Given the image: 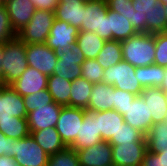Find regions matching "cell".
<instances>
[{
	"label": "cell",
	"mask_w": 167,
	"mask_h": 166,
	"mask_svg": "<svg viewBox=\"0 0 167 166\" xmlns=\"http://www.w3.org/2000/svg\"><path fill=\"white\" fill-rule=\"evenodd\" d=\"M123 61L134 67L154 64L155 34L139 31L136 35L121 41Z\"/></svg>",
	"instance_id": "6da1fadb"
},
{
	"label": "cell",
	"mask_w": 167,
	"mask_h": 166,
	"mask_svg": "<svg viewBox=\"0 0 167 166\" xmlns=\"http://www.w3.org/2000/svg\"><path fill=\"white\" fill-rule=\"evenodd\" d=\"M2 83L10 85L27 69L25 43L15 38L4 43L2 54Z\"/></svg>",
	"instance_id": "7a4b0ae2"
},
{
	"label": "cell",
	"mask_w": 167,
	"mask_h": 166,
	"mask_svg": "<svg viewBox=\"0 0 167 166\" xmlns=\"http://www.w3.org/2000/svg\"><path fill=\"white\" fill-rule=\"evenodd\" d=\"M103 83L113 85L114 88L133 93L136 96H140L144 90L138 82L135 67L123 60L104 69Z\"/></svg>",
	"instance_id": "3957f363"
},
{
	"label": "cell",
	"mask_w": 167,
	"mask_h": 166,
	"mask_svg": "<svg viewBox=\"0 0 167 166\" xmlns=\"http://www.w3.org/2000/svg\"><path fill=\"white\" fill-rule=\"evenodd\" d=\"M54 20V11L36 9L28 24L17 32V38L25 44L45 43Z\"/></svg>",
	"instance_id": "277c9868"
},
{
	"label": "cell",
	"mask_w": 167,
	"mask_h": 166,
	"mask_svg": "<svg viewBox=\"0 0 167 166\" xmlns=\"http://www.w3.org/2000/svg\"><path fill=\"white\" fill-rule=\"evenodd\" d=\"M79 31L95 32L104 40H109L106 0H89L84 3L83 24Z\"/></svg>",
	"instance_id": "5b68a950"
},
{
	"label": "cell",
	"mask_w": 167,
	"mask_h": 166,
	"mask_svg": "<svg viewBox=\"0 0 167 166\" xmlns=\"http://www.w3.org/2000/svg\"><path fill=\"white\" fill-rule=\"evenodd\" d=\"M12 157L20 166H47L49 156L29 134L23 139H14Z\"/></svg>",
	"instance_id": "8992f818"
},
{
	"label": "cell",
	"mask_w": 167,
	"mask_h": 166,
	"mask_svg": "<svg viewBox=\"0 0 167 166\" xmlns=\"http://www.w3.org/2000/svg\"><path fill=\"white\" fill-rule=\"evenodd\" d=\"M57 65L55 66L53 75L74 81L81 77V65L85 60L83 52L77 43L71 47H63L58 53Z\"/></svg>",
	"instance_id": "52a82bcc"
},
{
	"label": "cell",
	"mask_w": 167,
	"mask_h": 166,
	"mask_svg": "<svg viewBox=\"0 0 167 166\" xmlns=\"http://www.w3.org/2000/svg\"><path fill=\"white\" fill-rule=\"evenodd\" d=\"M85 111L84 108L62 106L56 130L66 147H70L75 142L76 137L79 136Z\"/></svg>",
	"instance_id": "ba28073f"
},
{
	"label": "cell",
	"mask_w": 167,
	"mask_h": 166,
	"mask_svg": "<svg viewBox=\"0 0 167 166\" xmlns=\"http://www.w3.org/2000/svg\"><path fill=\"white\" fill-rule=\"evenodd\" d=\"M27 121L24 99L9 85L0 89V122Z\"/></svg>",
	"instance_id": "9c48e42d"
},
{
	"label": "cell",
	"mask_w": 167,
	"mask_h": 166,
	"mask_svg": "<svg viewBox=\"0 0 167 166\" xmlns=\"http://www.w3.org/2000/svg\"><path fill=\"white\" fill-rule=\"evenodd\" d=\"M28 66L50 76L57 65L58 54L45 43L25 44Z\"/></svg>",
	"instance_id": "30bf717a"
},
{
	"label": "cell",
	"mask_w": 167,
	"mask_h": 166,
	"mask_svg": "<svg viewBox=\"0 0 167 166\" xmlns=\"http://www.w3.org/2000/svg\"><path fill=\"white\" fill-rule=\"evenodd\" d=\"M113 166H141L147 142H135L119 145H111Z\"/></svg>",
	"instance_id": "8fae6325"
},
{
	"label": "cell",
	"mask_w": 167,
	"mask_h": 166,
	"mask_svg": "<svg viewBox=\"0 0 167 166\" xmlns=\"http://www.w3.org/2000/svg\"><path fill=\"white\" fill-rule=\"evenodd\" d=\"M78 33L79 29L76 27L55 19L45 44L58 53L63 47H71L72 44L76 43Z\"/></svg>",
	"instance_id": "7c38bea8"
},
{
	"label": "cell",
	"mask_w": 167,
	"mask_h": 166,
	"mask_svg": "<svg viewBox=\"0 0 167 166\" xmlns=\"http://www.w3.org/2000/svg\"><path fill=\"white\" fill-rule=\"evenodd\" d=\"M77 154L80 166H113L112 147L108 141L78 150Z\"/></svg>",
	"instance_id": "4fadbf2b"
},
{
	"label": "cell",
	"mask_w": 167,
	"mask_h": 166,
	"mask_svg": "<svg viewBox=\"0 0 167 166\" xmlns=\"http://www.w3.org/2000/svg\"><path fill=\"white\" fill-rule=\"evenodd\" d=\"M124 121L131 127L139 130L145 136L152 127V118H149V109L142 96H136L125 110Z\"/></svg>",
	"instance_id": "5bb4252c"
},
{
	"label": "cell",
	"mask_w": 167,
	"mask_h": 166,
	"mask_svg": "<svg viewBox=\"0 0 167 166\" xmlns=\"http://www.w3.org/2000/svg\"><path fill=\"white\" fill-rule=\"evenodd\" d=\"M62 106L53 102L27 114L29 131L56 127Z\"/></svg>",
	"instance_id": "9a60e30c"
},
{
	"label": "cell",
	"mask_w": 167,
	"mask_h": 166,
	"mask_svg": "<svg viewBox=\"0 0 167 166\" xmlns=\"http://www.w3.org/2000/svg\"><path fill=\"white\" fill-rule=\"evenodd\" d=\"M48 76L28 66L25 72L9 86L20 96L34 94L47 89Z\"/></svg>",
	"instance_id": "2e32d148"
},
{
	"label": "cell",
	"mask_w": 167,
	"mask_h": 166,
	"mask_svg": "<svg viewBox=\"0 0 167 166\" xmlns=\"http://www.w3.org/2000/svg\"><path fill=\"white\" fill-rule=\"evenodd\" d=\"M102 141L101 135H98L97 112L85 111L83 123L80 125L79 136L70 146L76 152L78 150L92 147Z\"/></svg>",
	"instance_id": "e0dca14e"
},
{
	"label": "cell",
	"mask_w": 167,
	"mask_h": 166,
	"mask_svg": "<svg viewBox=\"0 0 167 166\" xmlns=\"http://www.w3.org/2000/svg\"><path fill=\"white\" fill-rule=\"evenodd\" d=\"M141 96L148 106L152 123L164 122L167 117V94L159 87L144 88Z\"/></svg>",
	"instance_id": "ac0fdd59"
},
{
	"label": "cell",
	"mask_w": 167,
	"mask_h": 166,
	"mask_svg": "<svg viewBox=\"0 0 167 166\" xmlns=\"http://www.w3.org/2000/svg\"><path fill=\"white\" fill-rule=\"evenodd\" d=\"M4 6L16 33L28 24L36 10L30 0H7Z\"/></svg>",
	"instance_id": "d6986e66"
},
{
	"label": "cell",
	"mask_w": 167,
	"mask_h": 166,
	"mask_svg": "<svg viewBox=\"0 0 167 166\" xmlns=\"http://www.w3.org/2000/svg\"><path fill=\"white\" fill-rule=\"evenodd\" d=\"M85 0H58L55 8V19L81 29Z\"/></svg>",
	"instance_id": "ffe728a7"
},
{
	"label": "cell",
	"mask_w": 167,
	"mask_h": 166,
	"mask_svg": "<svg viewBox=\"0 0 167 166\" xmlns=\"http://www.w3.org/2000/svg\"><path fill=\"white\" fill-rule=\"evenodd\" d=\"M109 40L124 41L139 30L123 15L108 9Z\"/></svg>",
	"instance_id": "44dd1931"
},
{
	"label": "cell",
	"mask_w": 167,
	"mask_h": 166,
	"mask_svg": "<svg viewBox=\"0 0 167 166\" xmlns=\"http://www.w3.org/2000/svg\"><path fill=\"white\" fill-rule=\"evenodd\" d=\"M113 85L94 83L87 111L101 112L113 109Z\"/></svg>",
	"instance_id": "7402d4cb"
},
{
	"label": "cell",
	"mask_w": 167,
	"mask_h": 166,
	"mask_svg": "<svg viewBox=\"0 0 167 166\" xmlns=\"http://www.w3.org/2000/svg\"><path fill=\"white\" fill-rule=\"evenodd\" d=\"M124 122L123 116L114 109L97 112L98 135H101L102 140L109 141L116 136Z\"/></svg>",
	"instance_id": "603a6c76"
},
{
	"label": "cell",
	"mask_w": 167,
	"mask_h": 166,
	"mask_svg": "<svg viewBox=\"0 0 167 166\" xmlns=\"http://www.w3.org/2000/svg\"><path fill=\"white\" fill-rule=\"evenodd\" d=\"M36 143L50 156L66 148L62 142L56 127L29 131Z\"/></svg>",
	"instance_id": "cb8c5ba5"
},
{
	"label": "cell",
	"mask_w": 167,
	"mask_h": 166,
	"mask_svg": "<svg viewBox=\"0 0 167 166\" xmlns=\"http://www.w3.org/2000/svg\"><path fill=\"white\" fill-rule=\"evenodd\" d=\"M71 83L72 81L57 75L48 76L47 89L55 103L70 106Z\"/></svg>",
	"instance_id": "d4e9b609"
},
{
	"label": "cell",
	"mask_w": 167,
	"mask_h": 166,
	"mask_svg": "<svg viewBox=\"0 0 167 166\" xmlns=\"http://www.w3.org/2000/svg\"><path fill=\"white\" fill-rule=\"evenodd\" d=\"M105 42L97 33L89 31H79L76 41L85 59H96Z\"/></svg>",
	"instance_id": "484cf974"
},
{
	"label": "cell",
	"mask_w": 167,
	"mask_h": 166,
	"mask_svg": "<svg viewBox=\"0 0 167 166\" xmlns=\"http://www.w3.org/2000/svg\"><path fill=\"white\" fill-rule=\"evenodd\" d=\"M93 83L85 78H77L71 83L70 106L78 108H88Z\"/></svg>",
	"instance_id": "4316f807"
},
{
	"label": "cell",
	"mask_w": 167,
	"mask_h": 166,
	"mask_svg": "<svg viewBox=\"0 0 167 166\" xmlns=\"http://www.w3.org/2000/svg\"><path fill=\"white\" fill-rule=\"evenodd\" d=\"M135 74H138V82L143 88H160L166 74V67L158 66L157 64L135 67Z\"/></svg>",
	"instance_id": "83f0119b"
},
{
	"label": "cell",
	"mask_w": 167,
	"mask_h": 166,
	"mask_svg": "<svg viewBox=\"0 0 167 166\" xmlns=\"http://www.w3.org/2000/svg\"><path fill=\"white\" fill-rule=\"evenodd\" d=\"M122 60L121 41L116 40L106 41L103 49L96 57V61L102 66L103 69L114 66Z\"/></svg>",
	"instance_id": "f1b7e54d"
},
{
	"label": "cell",
	"mask_w": 167,
	"mask_h": 166,
	"mask_svg": "<svg viewBox=\"0 0 167 166\" xmlns=\"http://www.w3.org/2000/svg\"><path fill=\"white\" fill-rule=\"evenodd\" d=\"M147 148L151 152L167 149V123L159 122L152 125L146 135Z\"/></svg>",
	"instance_id": "f546056e"
},
{
	"label": "cell",
	"mask_w": 167,
	"mask_h": 166,
	"mask_svg": "<svg viewBox=\"0 0 167 166\" xmlns=\"http://www.w3.org/2000/svg\"><path fill=\"white\" fill-rule=\"evenodd\" d=\"M167 32V18L164 5L159 1L146 16V33Z\"/></svg>",
	"instance_id": "4dcf8cb0"
},
{
	"label": "cell",
	"mask_w": 167,
	"mask_h": 166,
	"mask_svg": "<svg viewBox=\"0 0 167 166\" xmlns=\"http://www.w3.org/2000/svg\"><path fill=\"white\" fill-rule=\"evenodd\" d=\"M108 142L110 145H122L126 143L147 142V140L142 132L124 122L116 136H113Z\"/></svg>",
	"instance_id": "1f68e13d"
},
{
	"label": "cell",
	"mask_w": 167,
	"mask_h": 166,
	"mask_svg": "<svg viewBox=\"0 0 167 166\" xmlns=\"http://www.w3.org/2000/svg\"><path fill=\"white\" fill-rule=\"evenodd\" d=\"M47 166H80L78 154L74 149L66 147L64 150L50 155Z\"/></svg>",
	"instance_id": "d6a6232c"
},
{
	"label": "cell",
	"mask_w": 167,
	"mask_h": 166,
	"mask_svg": "<svg viewBox=\"0 0 167 166\" xmlns=\"http://www.w3.org/2000/svg\"><path fill=\"white\" fill-rule=\"evenodd\" d=\"M106 4L109 10L123 15L138 29V19L133 8L132 0H106Z\"/></svg>",
	"instance_id": "836d02e7"
},
{
	"label": "cell",
	"mask_w": 167,
	"mask_h": 166,
	"mask_svg": "<svg viewBox=\"0 0 167 166\" xmlns=\"http://www.w3.org/2000/svg\"><path fill=\"white\" fill-rule=\"evenodd\" d=\"M0 132L13 139H23L30 134L27 121L0 122Z\"/></svg>",
	"instance_id": "e575fe53"
},
{
	"label": "cell",
	"mask_w": 167,
	"mask_h": 166,
	"mask_svg": "<svg viewBox=\"0 0 167 166\" xmlns=\"http://www.w3.org/2000/svg\"><path fill=\"white\" fill-rule=\"evenodd\" d=\"M82 74L81 77L85 78L91 83L103 82L104 69L96 61V59H85L81 65Z\"/></svg>",
	"instance_id": "d590c367"
},
{
	"label": "cell",
	"mask_w": 167,
	"mask_h": 166,
	"mask_svg": "<svg viewBox=\"0 0 167 166\" xmlns=\"http://www.w3.org/2000/svg\"><path fill=\"white\" fill-rule=\"evenodd\" d=\"M23 99L27 114L34 111L35 109H38L41 106H46L49 103L54 102L48 89L41 90L34 94L26 95L23 97Z\"/></svg>",
	"instance_id": "8d00e7d4"
},
{
	"label": "cell",
	"mask_w": 167,
	"mask_h": 166,
	"mask_svg": "<svg viewBox=\"0 0 167 166\" xmlns=\"http://www.w3.org/2000/svg\"><path fill=\"white\" fill-rule=\"evenodd\" d=\"M133 8L138 19V30L146 33V16L159 0H132Z\"/></svg>",
	"instance_id": "74e56055"
},
{
	"label": "cell",
	"mask_w": 167,
	"mask_h": 166,
	"mask_svg": "<svg viewBox=\"0 0 167 166\" xmlns=\"http://www.w3.org/2000/svg\"><path fill=\"white\" fill-rule=\"evenodd\" d=\"M17 38V33L13 29L6 7H0V43L4 44Z\"/></svg>",
	"instance_id": "f35d334b"
},
{
	"label": "cell",
	"mask_w": 167,
	"mask_h": 166,
	"mask_svg": "<svg viewBox=\"0 0 167 166\" xmlns=\"http://www.w3.org/2000/svg\"><path fill=\"white\" fill-rule=\"evenodd\" d=\"M154 64L167 67V32L155 34Z\"/></svg>",
	"instance_id": "ab89813d"
},
{
	"label": "cell",
	"mask_w": 167,
	"mask_h": 166,
	"mask_svg": "<svg viewBox=\"0 0 167 166\" xmlns=\"http://www.w3.org/2000/svg\"><path fill=\"white\" fill-rule=\"evenodd\" d=\"M135 97L133 93L113 88V109L122 116L125 115V110Z\"/></svg>",
	"instance_id": "60d3db41"
},
{
	"label": "cell",
	"mask_w": 167,
	"mask_h": 166,
	"mask_svg": "<svg viewBox=\"0 0 167 166\" xmlns=\"http://www.w3.org/2000/svg\"><path fill=\"white\" fill-rule=\"evenodd\" d=\"M14 139L7 137L4 133L0 132V156H11Z\"/></svg>",
	"instance_id": "b9f144b4"
},
{
	"label": "cell",
	"mask_w": 167,
	"mask_h": 166,
	"mask_svg": "<svg viewBox=\"0 0 167 166\" xmlns=\"http://www.w3.org/2000/svg\"><path fill=\"white\" fill-rule=\"evenodd\" d=\"M141 166H167L162 157H158L154 152L147 150Z\"/></svg>",
	"instance_id": "7bdbcfd3"
},
{
	"label": "cell",
	"mask_w": 167,
	"mask_h": 166,
	"mask_svg": "<svg viewBox=\"0 0 167 166\" xmlns=\"http://www.w3.org/2000/svg\"><path fill=\"white\" fill-rule=\"evenodd\" d=\"M36 9L55 11L58 0H30Z\"/></svg>",
	"instance_id": "ee69618b"
},
{
	"label": "cell",
	"mask_w": 167,
	"mask_h": 166,
	"mask_svg": "<svg viewBox=\"0 0 167 166\" xmlns=\"http://www.w3.org/2000/svg\"><path fill=\"white\" fill-rule=\"evenodd\" d=\"M0 166H20L11 156H0Z\"/></svg>",
	"instance_id": "f6af8a7d"
},
{
	"label": "cell",
	"mask_w": 167,
	"mask_h": 166,
	"mask_svg": "<svg viewBox=\"0 0 167 166\" xmlns=\"http://www.w3.org/2000/svg\"><path fill=\"white\" fill-rule=\"evenodd\" d=\"M158 157H162L164 162L166 163L167 165V149L165 150H162L160 152H154Z\"/></svg>",
	"instance_id": "bcb514c9"
},
{
	"label": "cell",
	"mask_w": 167,
	"mask_h": 166,
	"mask_svg": "<svg viewBox=\"0 0 167 166\" xmlns=\"http://www.w3.org/2000/svg\"><path fill=\"white\" fill-rule=\"evenodd\" d=\"M4 44L0 43V82H2V54H3Z\"/></svg>",
	"instance_id": "7dc6e473"
},
{
	"label": "cell",
	"mask_w": 167,
	"mask_h": 166,
	"mask_svg": "<svg viewBox=\"0 0 167 166\" xmlns=\"http://www.w3.org/2000/svg\"><path fill=\"white\" fill-rule=\"evenodd\" d=\"M163 91H167V67H166V74L164 76V80L162 86L160 87Z\"/></svg>",
	"instance_id": "c3c4849f"
},
{
	"label": "cell",
	"mask_w": 167,
	"mask_h": 166,
	"mask_svg": "<svg viewBox=\"0 0 167 166\" xmlns=\"http://www.w3.org/2000/svg\"><path fill=\"white\" fill-rule=\"evenodd\" d=\"M165 8L166 18H167V4H163Z\"/></svg>",
	"instance_id": "681fc988"
},
{
	"label": "cell",
	"mask_w": 167,
	"mask_h": 166,
	"mask_svg": "<svg viewBox=\"0 0 167 166\" xmlns=\"http://www.w3.org/2000/svg\"><path fill=\"white\" fill-rule=\"evenodd\" d=\"M162 4H167V0H159Z\"/></svg>",
	"instance_id": "f907efd6"
},
{
	"label": "cell",
	"mask_w": 167,
	"mask_h": 166,
	"mask_svg": "<svg viewBox=\"0 0 167 166\" xmlns=\"http://www.w3.org/2000/svg\"><path fill=\"white\" fill-rule=\"evenodd\" d=\"M4 5V3L0 0V7H2Z\"/></svg>",
	"instance_id": "816d5d0a"
},
{
	"label": "cell",
	"mask_w": 167,
	"mask_h": 166,
	"mask_svg": "<svg viewBox=\"0 0 167 166\" xmlns=\"http://www.w3.org/2000/svg\"><path fill=\"white\" fill-rule=\"evenodd\" d=\"M2 86H3V83H2V82H0V89L2 88Z\"/></svg>",
	"instance_id": "f5cc1de1"
}]
</instances>
